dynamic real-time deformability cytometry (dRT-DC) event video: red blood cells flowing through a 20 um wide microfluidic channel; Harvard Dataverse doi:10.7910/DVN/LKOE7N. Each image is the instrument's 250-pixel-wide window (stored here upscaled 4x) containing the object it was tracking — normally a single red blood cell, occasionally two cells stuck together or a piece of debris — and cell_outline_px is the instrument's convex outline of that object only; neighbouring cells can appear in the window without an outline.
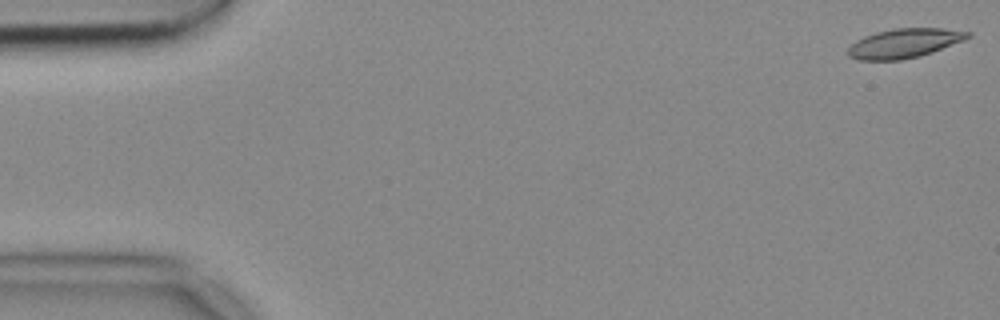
{"species": "common noctule bat (a hibernating species)", "species_latin": "Nyctalus noctula", "temperature_condition": "cold", "stored_images_in_passage": 54, "camera_frame_rate_fps": 3000, "um_per_image_px": 0.085, "animal": {"sex": "female", "body_mass_g": 18.4}, "frame": {"image": 1, "passage_image": 1, "time_ms": 0.0, "image_size_px": [1000, 320], "cell_outline_px": [[972, 36], [964, 40], [932, 52], [920, 56], [900, 60], [856, 60], [848, 56], [848, 48], [856, 40], [864, 36], [876, 32], [892, 28], [940, 28], [972, 32]], "centroid_in_image_um": [76.85, 3.67], "position_along_channel_um": 8.1, "area_um2": 20.52}}
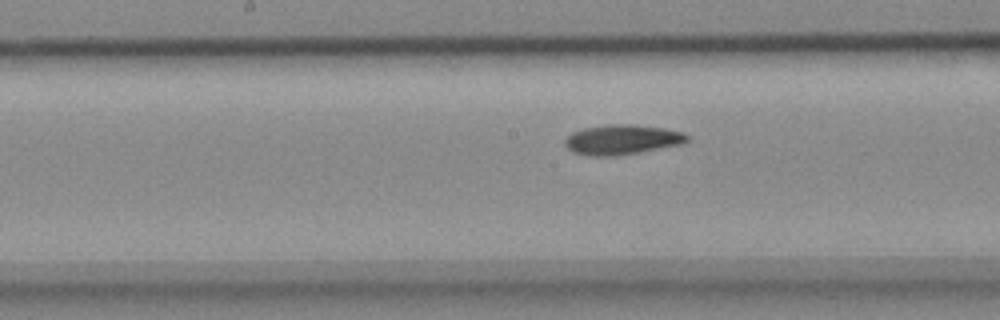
{"frame": {"image": 2, "passage_image": 27, "time_ms": 8.667, "image_size_px": [1000, 320], "cell_outline_px": [[692, 140], [684, 144], [640, 152], [616, 156], [588, 156], [572, 152], [564, 144], [564, 140], [572, 132], [584, 128], [608, 124], [632, 124], [664, 128], [684, 132], [692, 136]], "centroid_in_image_um": [52.94, 11.87], "position_along_channel_um": 195.3, "area_um2": 21.73}}
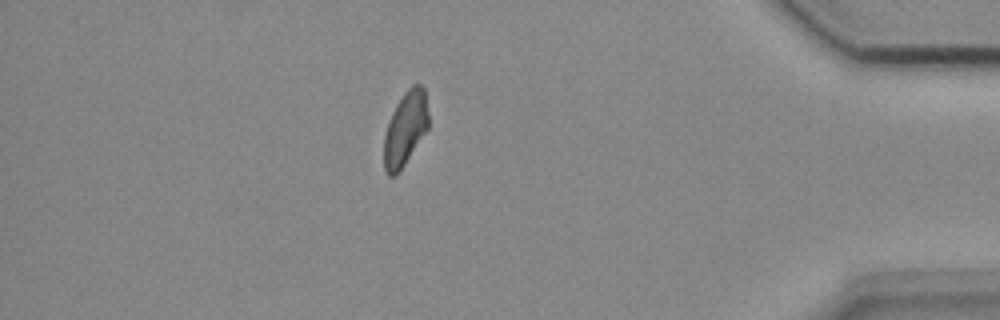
{"frame": {"image": 3, "passage_image": 47, "time_ms": 15.333, "image_size_px": [1000, 320], "cell_outline_px": [[428, 128], [400, 172], [396, 176], [388, 176], [384, 168], [384, 136], [392, 112], [396, 104], [404, 92], [412, 84], [420, 84], [424, 88], [428, 112]], "centroid_in_image_um": [34.45, 10.95], "position_along_channel_um": 400.8, "area_um2": 19.25}, "authors_computed_cell_mechanics": {"area_um2": 20.519, "velocity_mm_per_s": 3.705, "shape_relaxation_time_tau1_ms": 10.6686, "shape_relaxation_time_tau2_ms": 6.5315, "deformation_change_tau1": 0.2103, "deformation_change_tau2": 0.138}}